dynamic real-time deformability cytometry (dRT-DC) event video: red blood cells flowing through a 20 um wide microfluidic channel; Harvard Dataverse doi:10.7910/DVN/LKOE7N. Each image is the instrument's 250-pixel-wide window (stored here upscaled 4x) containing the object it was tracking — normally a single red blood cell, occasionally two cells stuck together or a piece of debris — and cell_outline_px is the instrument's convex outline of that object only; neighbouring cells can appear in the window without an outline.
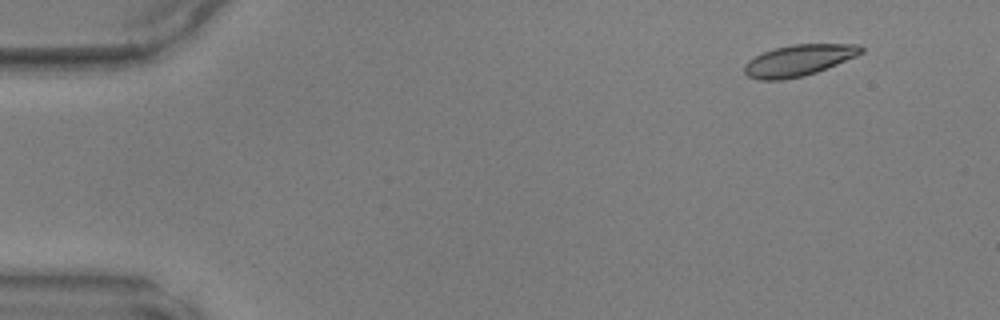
{"species": "common noctule bat (a hibernating species)", "species_latin": "Nyctalus noctula", "temperature_condition": "warm", "stored_images_in_passage": 45, "camera_frame_rate_fps": 3000, "um_per_image_px": 0.085, "animal": {"sex": "male", "body_mass_g": 17.9, "forearm_length_mm": 54.2}, "frame": {"image": 1, "passage_image": 1, "time_ms": 0.0, "image_size_px": [1000, 320], "cell_outline_px": [[864, 52], [856, 56], [816, 72], [804, 76], [780, 80], [760, 80], [748, 76], [744, 72], [744, 64], [748, 60], [764, 52], [776, 48], [792, 44], [860, 44], [864, 48]], "centroid_in_image_um": [67.89, 5.13], "position_along_channel_um": 17.1, "area_um2": 21.15}}
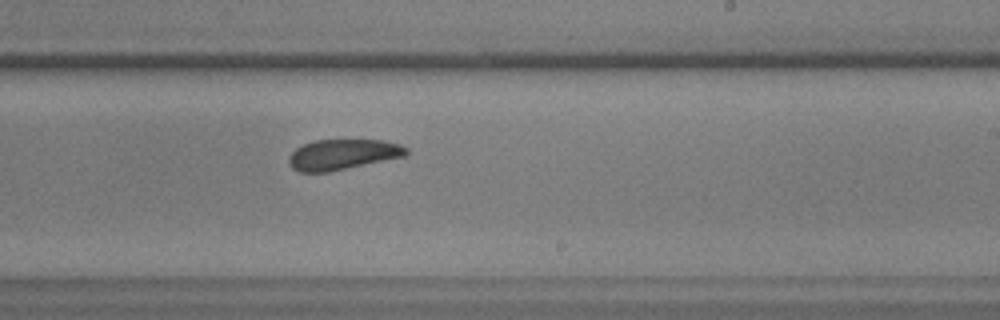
{"frame": {"image": 2, "passage_image": 26, "time_ms": 8.333, "image_size_px": [1000, 320], "cell_outline_px": [[408, 152], [404, 156], [328, 172], [300, 172], [292, 168], [288, 164], [288, 156], [296, 148], [312, 140], [384, 140], [400, 144], [408, 148]], "centroid_in_image_um": [29.1, 13.12], "position_along_channel_um": 259.9, "area_um2": 20.81}}
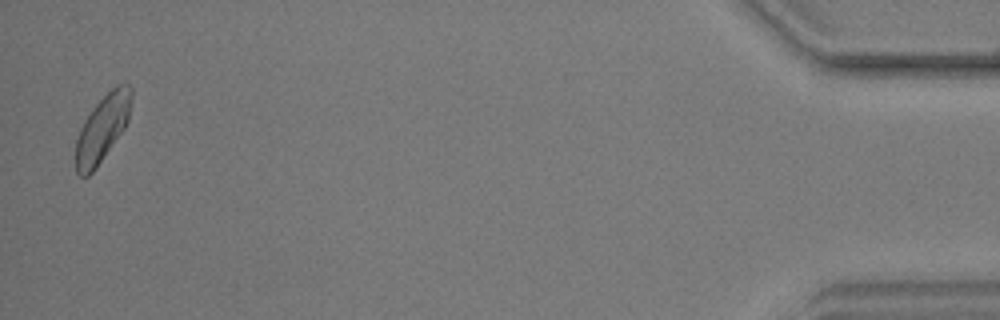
{"frame": {"image": 3, "passage_image": 44, "time_ms": 14.333, "image_size_px": [1000, 320], "cell_outline_px": [[132, 96], [128, 120], [124, 128], [96, 168], [88, 176], [80, 176], [76, 172], [76, 140], [80, 128], [84, 120], [96, 104], [116, 84], [124, 80], [132, 88]], "centroid_in_image_um": [8.72, 10.87], "position_along_channel_um": 426.5, "area_um2": 21.44}}